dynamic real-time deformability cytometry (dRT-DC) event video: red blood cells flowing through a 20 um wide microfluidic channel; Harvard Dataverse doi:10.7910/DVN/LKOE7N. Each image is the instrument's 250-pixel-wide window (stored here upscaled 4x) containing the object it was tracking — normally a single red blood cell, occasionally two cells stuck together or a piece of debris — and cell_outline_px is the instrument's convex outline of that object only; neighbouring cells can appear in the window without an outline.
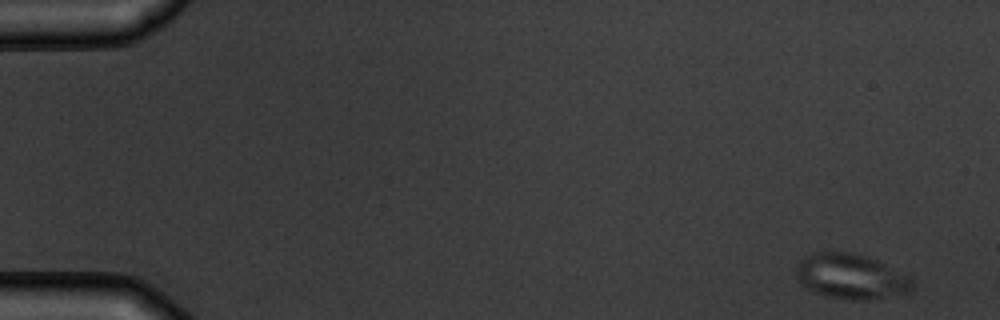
{"species": "common noctule bat (a hibernating species)", "species_latin": "Nyctalus noctula", "temperature_condition": "warm", "stored_images_in_passage": 3, "camera_frame_rate_fps": 3000, "um_per_image_px": 0.085, "animal": {"sex": "male", "body_mass_g": 19.5, "forearm_length_mm": 54.6}, "frame": {"image": 1, "passage_image": 1, "time_ms": 0.0, "image_size_px": [1000, 320], "cell_outline_px": [[916, 284], [912, 292], [868, 300], [848, 300], [828, 296], [816, 292], [800, 284], [796, 272], [796, 264], [804, 256], [812, 252], [848, 252], [864, 256], [876, 260], [912, 276], [916, 280]], "centroid_in_image_um": [72.39, 23.51], "position_along_channel_um": 12.6, "area_um2": 30.92}}